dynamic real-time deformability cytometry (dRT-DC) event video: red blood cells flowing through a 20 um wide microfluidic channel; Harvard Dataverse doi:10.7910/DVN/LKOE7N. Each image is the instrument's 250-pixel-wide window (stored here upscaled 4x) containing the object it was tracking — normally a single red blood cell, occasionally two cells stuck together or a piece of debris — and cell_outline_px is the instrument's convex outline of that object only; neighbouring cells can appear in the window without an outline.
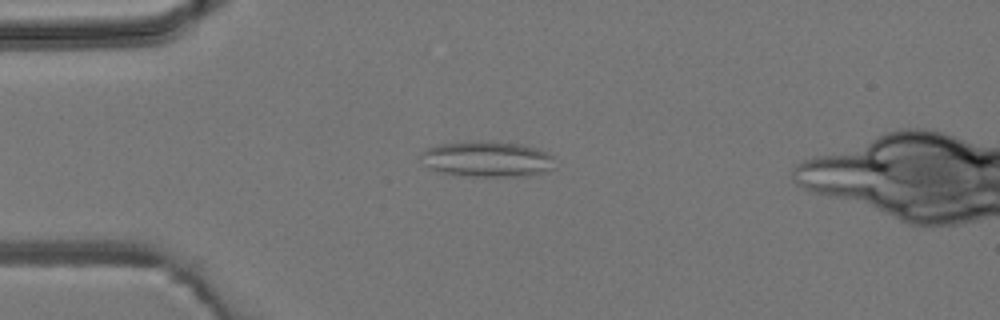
{"species": "common noctule bat (a hibernating species)", "species_latin": "Nyctalus noctula", "temperature_condition": "room temperature", "stored_images_in_passage": 4, "camera_frame_rate_fps": 3000, "um_per_image_px": 0.085, "animal": {"sex": "male", "body_mass_g": 19.2, "forearm_length_mm": 51.8}, "frame": {"image": 1, "passage_image": 3, "time_ms": 2.333, "image_size_px": [1000, 320], "cell_outline_px": [[552, 168], [544, 172], [524, 176], [468, 176], [444, 172], [428, 168], [424, 164], [420, 156], [420, 152], [424, 148], [436, 144], [472, 140], [488, 140], [520, 144], [536, 148], [548, 152], [552, 156]], "centroid_in_image_um": [41.34, 13.49], "position_along_channel_um": 43.7, "area_um2": 28.15}}